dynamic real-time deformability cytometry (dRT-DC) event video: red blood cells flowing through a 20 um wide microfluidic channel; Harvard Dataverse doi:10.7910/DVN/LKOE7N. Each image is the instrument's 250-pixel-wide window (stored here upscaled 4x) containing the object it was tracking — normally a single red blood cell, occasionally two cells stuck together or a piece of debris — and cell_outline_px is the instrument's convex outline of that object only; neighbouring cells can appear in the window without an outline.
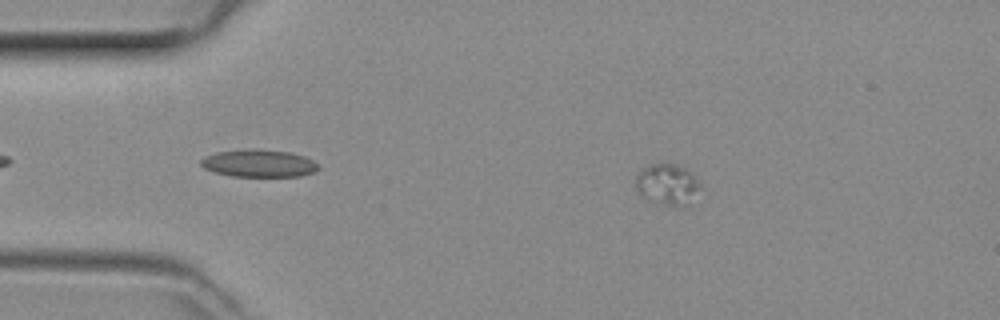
{"species": "common noctule bat (a hibernating species)", "species_latin": "Nyctalus noctula", "temperature_condition": "room temperature", "stored_images_in_passage": 50, "camera_frame_rate_fps": 3000, "um_per_image_px": 0.085, "animal": {"sex": "female", "body_mass_g": 29.2, "forearm_length_mm": 56.3}, "frame": {"image": 1, "passage_image": 9, "time_ms": 2.667, "image_size_px": [1000, 320], "cell_outline_px": [[704, 188], [692, 208], [672, 208], [660, 204], [640, 196], [636, 188], [636, 176], [648, 164], [656, 160], [676, 164], [688, 168]], "centroid_in_image_um": [56.84, 15.72], "position_along_channel_um": 28.2, "area_um2": 17.05}}
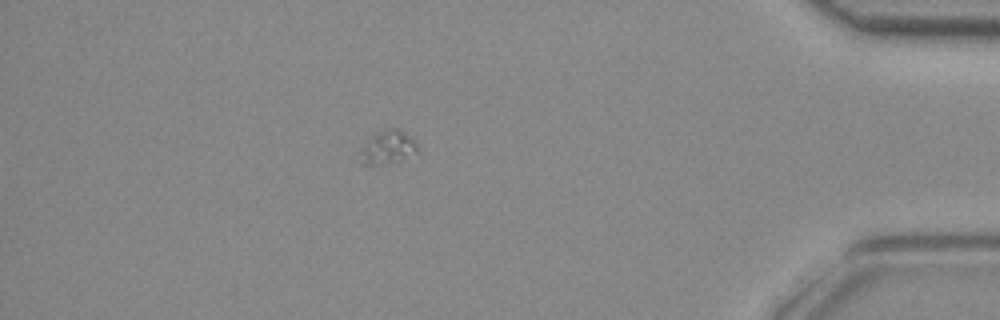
{"frame": {"image": 2, "passage_image": 44, "time_ms": 14.333, "image_size_px": [1000, 320], "cell_outline_px": [[420, 152], [380, 164], [364, 164], [360, 148], [372, 136], [380, 132], [392, 128], [396, 128], [404, 132], [412, 140]], "centroid_in_image_um": [32.96, 12.5], "position_along_channel_um": 402.2, "area_um2": 10.29}}